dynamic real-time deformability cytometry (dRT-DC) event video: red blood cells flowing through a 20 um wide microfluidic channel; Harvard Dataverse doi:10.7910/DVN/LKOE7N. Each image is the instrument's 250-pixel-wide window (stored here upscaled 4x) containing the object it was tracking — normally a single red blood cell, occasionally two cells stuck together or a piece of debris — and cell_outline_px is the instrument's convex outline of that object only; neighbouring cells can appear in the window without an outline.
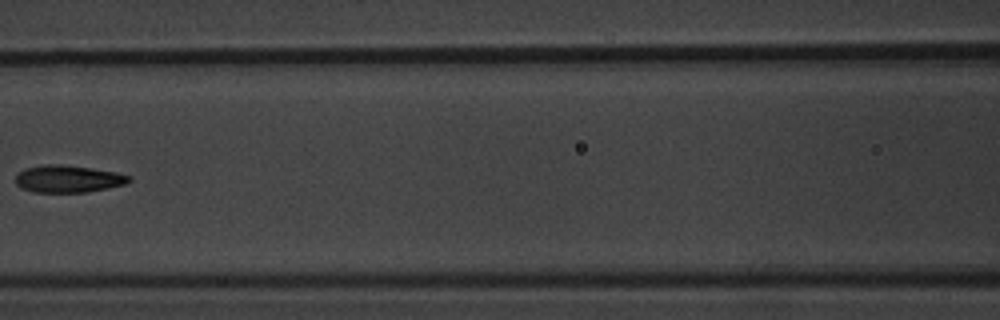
{"species": "common noctule bat (a hibernating species)", "species_latin": "Nyctalus noctula", "temperature_condition": "warm", "stored_images_in_passage": 7, "camera_frame_rate_fps": 3000, "um_per_image_px": 0.085, "animal": {"sex": "male", "body_mass_g": 20.1, "forearm_length_mm": 53.5}, "frame": {"image": 1, "passage_image": 6, "time_ms": 7.0, "image_size_px": [1000, 320], "cell_outline_px": [[132, 180], [124, 184], [108, 188], [88, 192], [32, 192], [16, 184], [16, 176], [24, 168], [48, 164], [60, 164], [92, 168], [116, 172], [132, 176]], "centroid_in_image_um": [5.82, 15.2], "position_along_channel_um": 160.8, "area_um2": 17.98}}
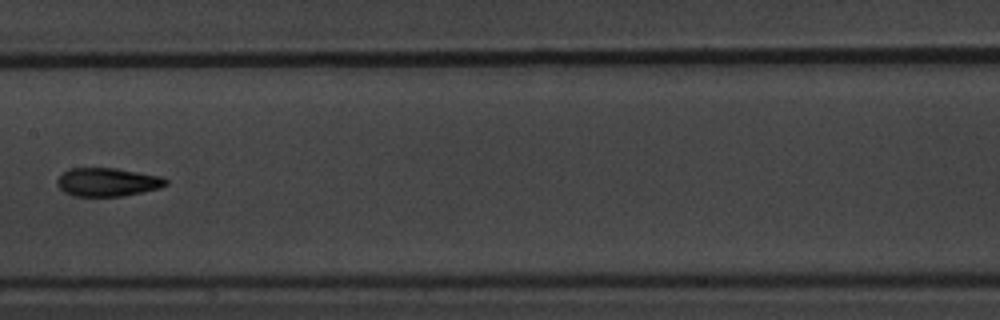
{"frame": {"image": 2, "passage_image": 7, "time_ms": 8.0, "image_size_px": [1000, 320], "cell_outline_px": [[168, 184], [160, 188], [120, 196], [72, 196], [64, 192], [56, 184], [56, 180], [68, 168], [116, 168], [164, 176], [168, 180]], "centroid_in_image_um": [9.15, 15.47], "position_along_channel_um": 198.3, "area_um2": 18.15}}